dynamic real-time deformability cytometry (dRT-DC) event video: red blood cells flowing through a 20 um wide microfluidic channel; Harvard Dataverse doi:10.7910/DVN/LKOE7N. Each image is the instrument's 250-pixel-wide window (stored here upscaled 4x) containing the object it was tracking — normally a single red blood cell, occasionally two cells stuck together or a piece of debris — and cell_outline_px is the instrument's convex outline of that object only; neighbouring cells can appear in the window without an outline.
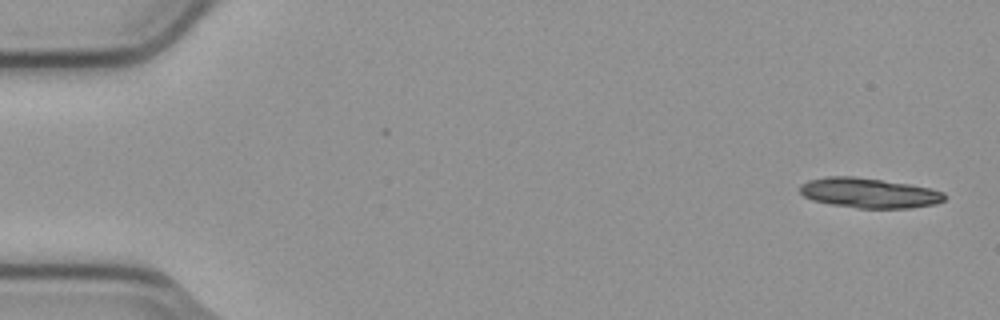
{"species": "common noctule bat (a hibernating species)", "species_latin": "Nyctalus noctula", "temperature_condition": "cold", "stored_images_in_passage": 6, "camera_frame_rate_fps": 3000, "um_per_image_px": 0.085, "animal": {"sex": "male", "body_mass_g": 23.1, "forearm_length_mm": 52.7}, "frame": {"image": 1, "passage_image": 1, "time_ms": 0.0, "image_size_px": [1000, 320], "cell_outline_px": [[948, 196], [944, 200], [936, 204], [912, 208], [856, 208], [832, 204], [812, 200], [804, 196], [800, 192], [800, 184], [808, 180], [824, 176], [852, 176], [908, 184], [928, 188], [944, 192]], "centroid_in_image_um": [73.86, 16.4], "position_along_channel_um": 11.1, "area_um2": 25.26}}